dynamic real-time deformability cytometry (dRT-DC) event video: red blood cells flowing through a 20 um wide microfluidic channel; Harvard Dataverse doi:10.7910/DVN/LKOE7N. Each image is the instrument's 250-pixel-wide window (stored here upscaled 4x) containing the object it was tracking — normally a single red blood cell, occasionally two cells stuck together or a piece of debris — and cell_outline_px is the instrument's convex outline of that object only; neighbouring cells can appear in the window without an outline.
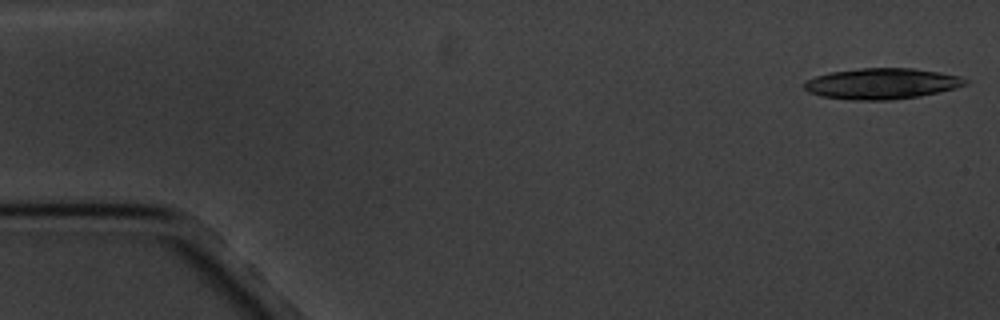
{"species": "common noctule bat (a hibernating species)", "species_latin": "Nyctalus noctula", "temperature_condition": "cold", "stored_images_in_passage": 6, "camera_frame_rate_fps": 3000, "um_per_image_px": 0.085, "animal": {"sex": "male", "body_mass_g": 20.1, "forearm_length_mm": 53.5}, "frame": {"image": 1, "passage_image": 1, "time_ms": 0.0, "image_size_px": [1000, 320], "cell_outline_px": [[972, 80], [968, 84], [956, 88], [920, 96], [892, 100], [848, 100], [820, 96], [808, 92], [804, 88], [804, 80], [816, 76], [832, 72], [860, 68], [912, 68], [940, 72], [960, 76]], "centroid_in_image_um": [74.98, 7.11], "position_along_channel_um": 10.0, "area_um2": 29.3}}